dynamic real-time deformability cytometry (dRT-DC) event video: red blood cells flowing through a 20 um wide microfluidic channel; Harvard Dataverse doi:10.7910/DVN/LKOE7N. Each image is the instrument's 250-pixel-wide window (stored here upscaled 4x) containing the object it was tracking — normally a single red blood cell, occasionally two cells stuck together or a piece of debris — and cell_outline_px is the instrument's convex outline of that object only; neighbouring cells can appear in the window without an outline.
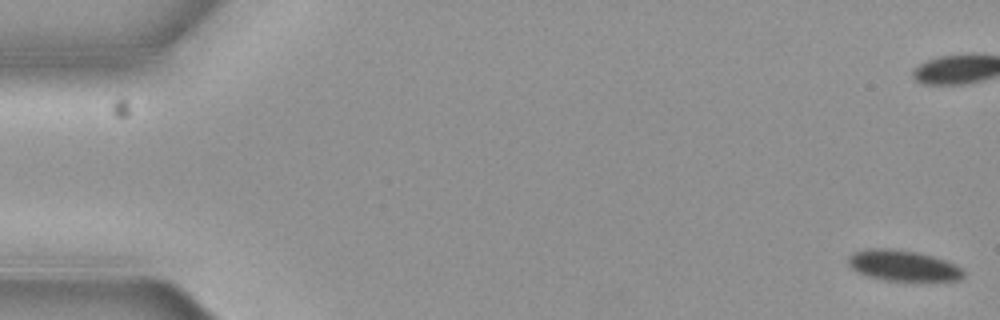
{"species": "common noctule bat (a hibernating species)", "species_latin": "Nyctalus noctula", "temperature_condition": "cold", "stored_images_in_passage": 8, "camera_frame_rate_fps": 3000, "um_per_image_px": 0.085, "animal": {"sex": "female", "body_mass_g": 19.3, "forearm_length_mm": 54.1}, "frame": {"image": 1, "passage_image": 1, "time_ms": 0.0, "image_size_px": [1000, 320], "cell_outline_px": [[964, 276], [960, 280], [884, 280], [864, 276], [856, 272], [848, 264], [848, 256], [852, 252], [868, 248], [888, 248], [916, 252], [932, 256], [956, 264], [964, 272]], "centroid_in_image_um": [76.7, 22.57], "position_along_channel_um": 8.3, "area_um2": 20.69}}
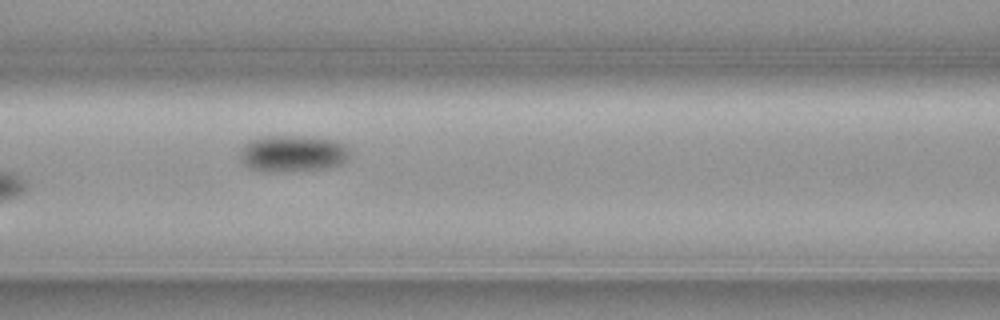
{"frame": {"image": 2, "passage_image": 8, "time_ms": 2.333, "image_size_px": [1000, 320], "cell_outline_px": [[348, 156], [340, 164], [324, 168], [248, 168], [240, 160], [240, 148], [248, 140], [260, 136], [304, 136], [336, 140], [344, 144], [348, 148]], "centroid_in_image_um": [24.85, 12.96], "position_along_channel_um": 141.7, "area_um2": 22.31}}